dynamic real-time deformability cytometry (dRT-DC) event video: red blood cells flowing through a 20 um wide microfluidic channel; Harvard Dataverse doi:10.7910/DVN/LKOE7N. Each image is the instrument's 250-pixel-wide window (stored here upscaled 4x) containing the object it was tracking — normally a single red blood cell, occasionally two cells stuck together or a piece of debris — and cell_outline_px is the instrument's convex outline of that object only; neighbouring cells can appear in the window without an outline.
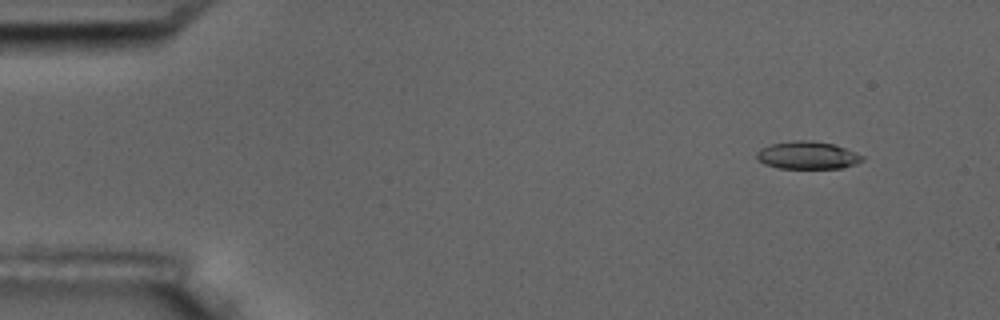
{"species": "common noctule bat (a hibernating species)", "species_latin": "Nyctalus noctula", "temperature_condition": "room temperature", "stored_images_in_passage": 5, "camera_frame_rate_fps": 3000, "um_per_image_px": 0.085, "animal": {"sex": "male", "body_mass_g": 17.5, "forearm_length_mm": 52.3}, "frame": {"image": 1, "passage_image": 2, "time_ms": 1.0, "image_size_px": [1000, 320], "cell_outline_px": [[864, 160], [856, 164], [844, 168], [780, 168], [764, 164], [756, 156], [756, 152], [760, 148], [768, 144], [792, 140], [808, 140], [832, 144], [844, 148], [864, 156]], "centroid_in_image_um": [68.62, 13.19], "position_along_channel_um": 16.4, "area_um2": 17.05}}
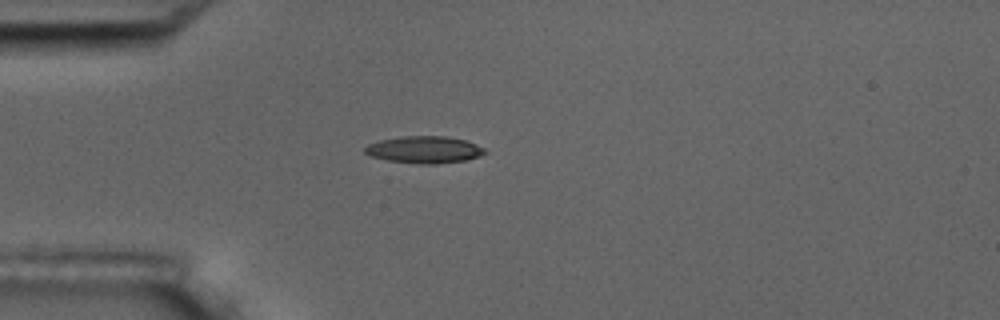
{"frame": {"image": 2, "passage_image": 5, "time_ms": 4.333, "image_size_px": [1000, 320], "cell_outline_px": [[488, 152], [480, 156], [464, 160], [436, 164], [420, 164], [388, 160], [372, 156], [364, 152], [364, 148], [368, 144], [380, 140], [400, 136], [448, 136], [464, 140], [476, 144], [484, 148]], "centroid_in_image_um": [36.08, 12.71], "position_along_channel_um": 48.9, "area_um2": 18.84}}